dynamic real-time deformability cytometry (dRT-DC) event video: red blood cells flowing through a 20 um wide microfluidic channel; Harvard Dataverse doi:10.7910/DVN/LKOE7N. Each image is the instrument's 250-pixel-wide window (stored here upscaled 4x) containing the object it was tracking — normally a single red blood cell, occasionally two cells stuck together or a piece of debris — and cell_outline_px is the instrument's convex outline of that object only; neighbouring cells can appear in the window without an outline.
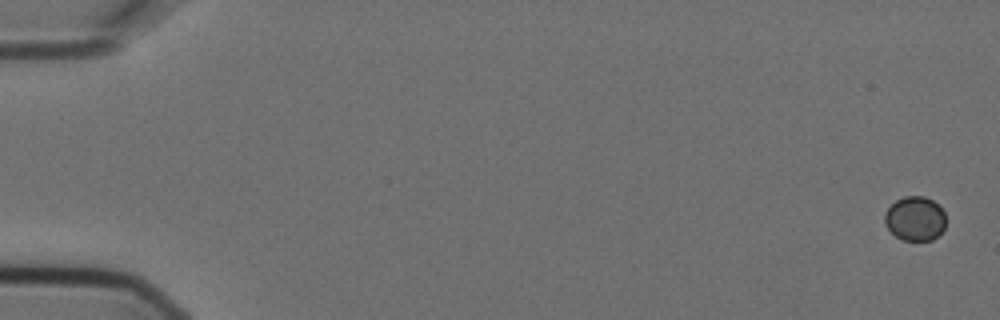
{"species": "Egyptian fruit bat (a non-hibernating species)", "species_latin": "Rousettus aegyptiacus", "temperature_condition": "cold", "stored_images_in_passage": 10, "camera_frame_rate_fps": 3000, "um_per_image_px": 0.085, "animal": {"sex": "female"}, "frame": {"image": 1, "passage_image": 1, "time_ms": 0.0, "image_size_px": [1000, 320], "cell_outline_px": [[944, 228], [932, 240], [904, 240], [896, 236], [884, 224], [884, 216], [888, 208], [896, 200], [904, 196], [924, 196], [932, 200], [944, 212]], "centroid_in_image_um": [77.75, 18.57], "position_along_channel_um": 7.2, "area_um2": 15.55}}
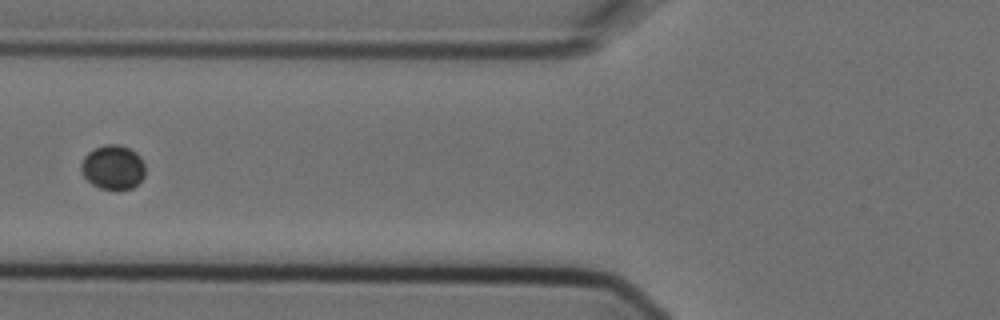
{"frame": {"image": 2, "passage_image": 6, "time_ms": 1.667, "image_size_px": [1000, 320], "cell_outline_px": [[144, 176], [132, 188], [116, 192], [100, 188], [92, 184], [84, 176], [80, 168], [80, 164], [84, 156], [88, 152], [104, 144], [120, 144], [136, 152], [140, 156], [144, 164]], "centroid_in_image_um": [9.59, 14.24], "position_along_channel_um": 116.2, "area_um2": 16.82}}
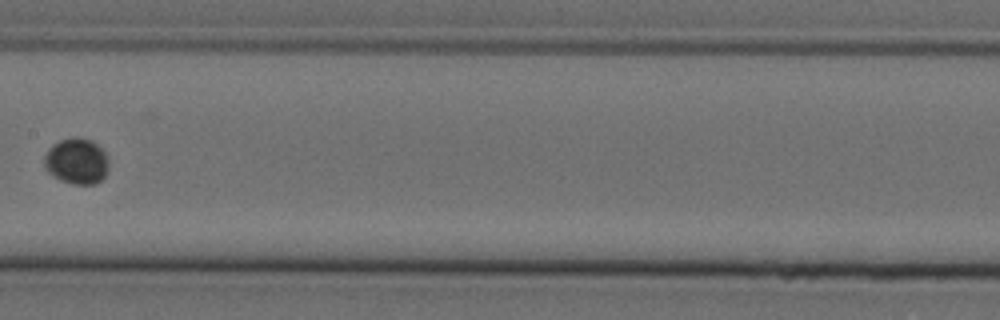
{"frame": {"image": 3, "passage_image": 8, "time_ms": 2.333, "image_size_px": [1000, 320], "cell_outline_px": [[108, 168], [104, 176], [96, 184], [72, 184], [60, 180], [52, 176], [44, 168], [44, 156], [48, 148], [52, 144], [60, 140], [72, 136], [76, 136], [92, 140], [108, 156]], "centroid_in_image_um": [6.48, 13.69], "position_along_channel_um": 200.9, "area_um2": 17.51}}